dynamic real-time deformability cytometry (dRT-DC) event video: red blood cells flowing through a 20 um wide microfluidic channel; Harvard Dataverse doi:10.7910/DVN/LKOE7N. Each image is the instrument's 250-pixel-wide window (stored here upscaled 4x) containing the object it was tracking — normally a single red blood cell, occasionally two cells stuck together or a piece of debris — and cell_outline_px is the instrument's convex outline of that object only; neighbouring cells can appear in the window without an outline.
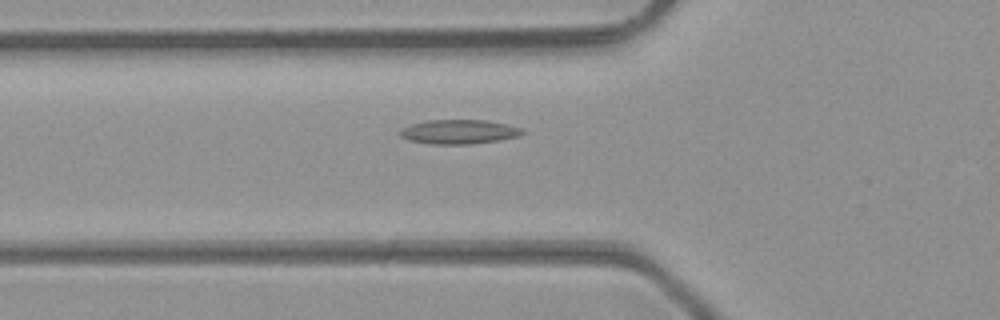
{"species": "common noctule bat (a hibernating species)", "species_latin": "Nyctalus noctula", "temperature_condition": "room temperature", "stored_images_in_passage": 47, "camera_frame_rate_fps": 3000, "um_per_image_px": 0.085, "animal": {"sex": "male", "body_mass_g": 23.1, "forearm_length_mm": 52.7}, "frame": {"image": 1, "passage_image": 16, "time_ms": 5.0, "image_size_px": [1000, 320], "cell_outline_px": [[524, 132], [520, 136], [500, 140], [468, 144], [432, 144], [408, 140], [400, 136], [400, 132], [404, 128], [412, 124], [428, 120], [488, 120], [508, 124], [524, 128]], "centroid_in_image_um": [39.08, 11.2], "position_along_channel_um": 86.7, "area_um2": 17.34}}
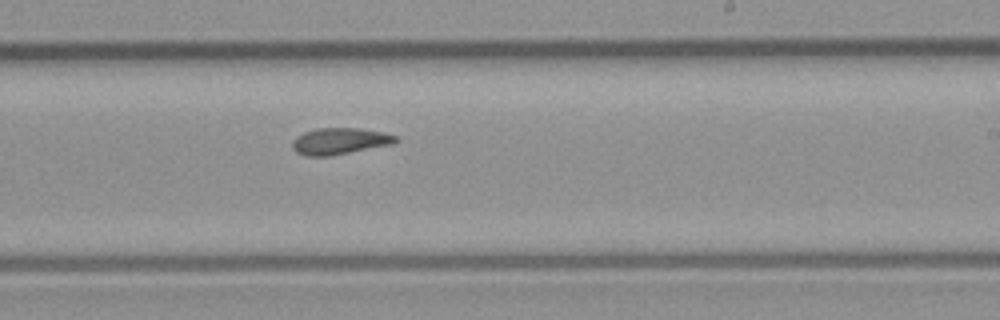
{"frame": {"image": 2, "passage_image": 28, "time_ms": 9.0, "image_size_px": [1000, 320], "cell_outline_px": [[400, 140], [392, 144], [328, 156], [304, 156], [296, 152], [292, 148], [292, 140], [296, 136], [304, 132], [316, 128], [360, 128], [384, 132], [396, 136]], "centroid_in_image_um": [28.85, 11.99], "position_along_channel_um": 260.1, "area_um2": 16.01}}
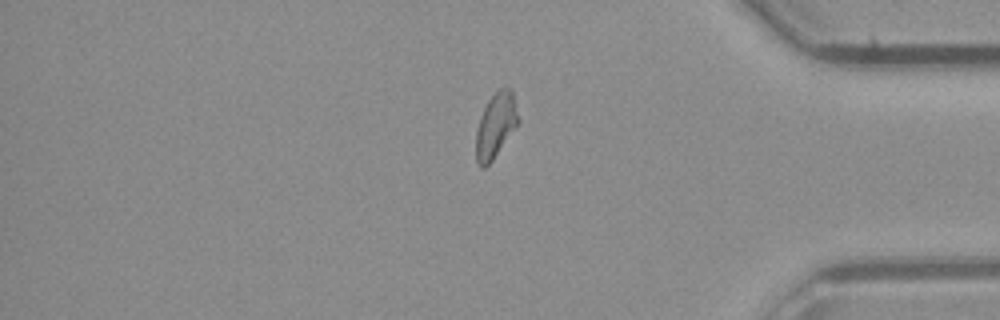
{"frame": {"image": 3, "passage_image": 39, "time_ms": 12.667, "image_size_px": [1000, 320], "cell_outline_px": [[520, 120], [492, 160], [484, 168], [480, 168], [476, 160], [476, 128], [480, 116], [488, 100], [500, 88], [512, 88]], "centroid_in_image_um": [42.13, 10.64], "position_along_channel_um": 393.1, "area_um2": 15.84}, "authors_computed_cell_mechanics": {"area_um2": 16.184, "velocity_mm_per_s": 4.3104, "shape_relaxation_time_tau1_ms": null, "shape_relaxation_time_tau2_ms": 2.225, "deformation_change_tau1": null, "deformation_change_tau2": 0.0977}}